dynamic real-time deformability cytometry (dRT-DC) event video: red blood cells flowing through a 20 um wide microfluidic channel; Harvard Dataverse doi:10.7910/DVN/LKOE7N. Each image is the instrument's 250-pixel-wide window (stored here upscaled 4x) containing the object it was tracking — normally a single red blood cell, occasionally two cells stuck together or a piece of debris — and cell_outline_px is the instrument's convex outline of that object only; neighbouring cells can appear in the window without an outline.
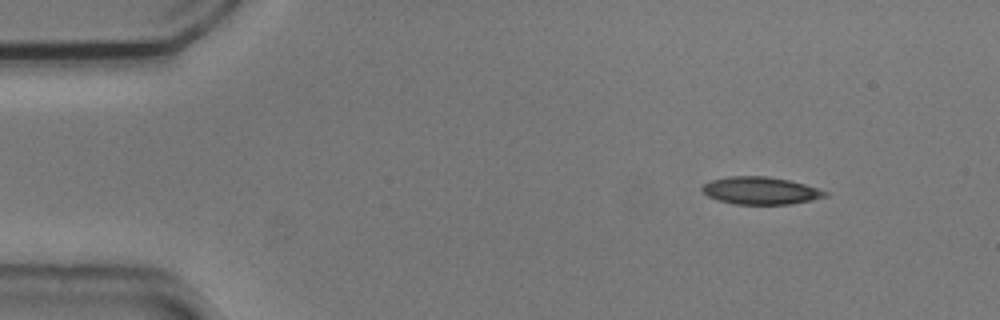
{"species": "common noctule bat (a hibernating species)", "species_latin": "Nyctalus noctula", "temperature_condition": "cold", "stored_images_in_passage": 4, "camera_frame_rate_fps": 3000, "um_per_image_px": 0.085, "animal": {"sex": "male", "body_mass_g": 20.5, "forearm_length_mm": 52.5}, "frame": {"image": 1, "passage_image": 1, "time_ms": 0.0, "image_size_px": [1000, 320], "cell_outline_px": [[828, 196], [812, 200], [788, 204], [732, 204], [716, 200], [708, 196], [700, 188], [704, 184], [712, 180], [728, 176], [768, 176], [788, 180], [804, 184], [828, 192]], "centroid_in_image_um": [64.62, 16.2], "position_along_channel_um": 20.4, "area_um2": 19.65}}
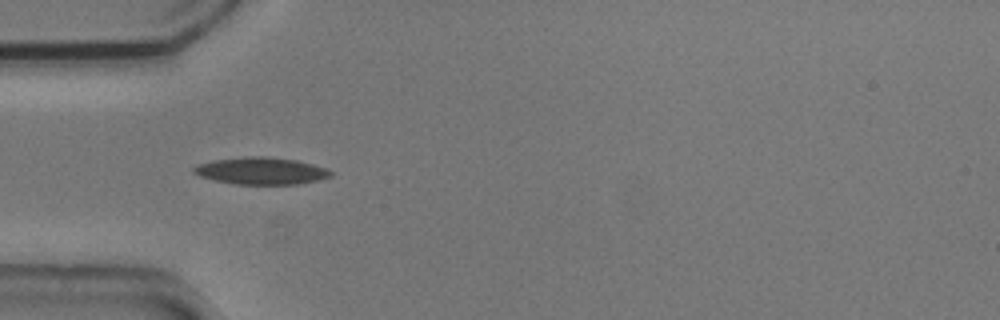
{"frame": {"image": 2, "passage_image": 3, "time_ms": 0.667, "image_size_px": [1000, 320], "cell_outline_px": [[332, 176], [316, 180], [296, 184], [236, 184], [216, 180], [200, 176], [192, 172], [192, 168], [196, 164], [216, 160], [248, 156], [268, 156], [296, 160], [328, 168], [332, 172]], "centroid_in_image_um": [22.2, 14.51], "position_along_channel_um": 62.8, "area_um2": 21.5}}